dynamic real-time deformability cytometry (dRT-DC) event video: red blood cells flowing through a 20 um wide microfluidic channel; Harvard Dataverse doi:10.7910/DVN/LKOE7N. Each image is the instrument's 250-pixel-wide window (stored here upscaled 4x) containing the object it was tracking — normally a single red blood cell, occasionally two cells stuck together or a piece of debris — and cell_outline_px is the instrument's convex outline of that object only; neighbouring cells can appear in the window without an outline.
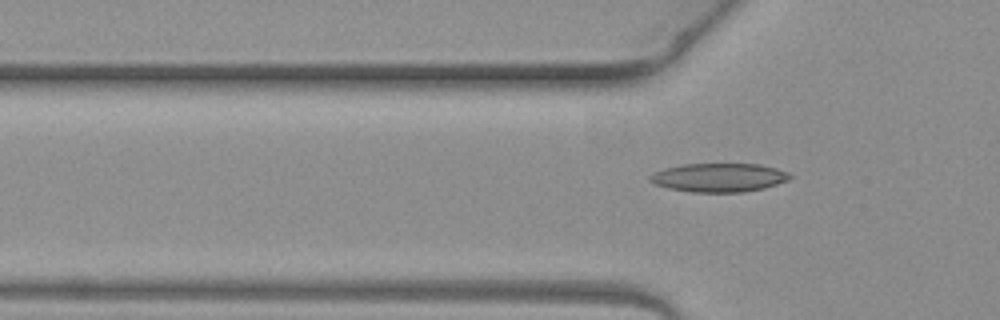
{"species": "common noctule bat (a hibernating species)", "species_latin": "Nyctalus noctula", "temperature_condition": "warm", "stored_images_in_passage": 4, "camera_frame_rate_fps": 3000, "um_per_image_px": 0.085, "animal": {"sex": "female", "body_mass_g": 19.3, "forearm_length_mm": 54.1}, "frame": {"image": 1, "passage_image": 4, "time_ms": 1.0, "image_size_px": [1000, 320], "cell_outline_px": [[792, 176], [788, 180], [764, 188], [744, 192], [692, 192], [668, 188], [656, 184], [648, 180], [648, 176], [664, 168], [684, 164], [760, 164], [776, 168], [788, 172]], "centroid_in_image_um": [61.11, 15.09], "position_along_channel_um": 64.7, "area_um2": 23.35}}